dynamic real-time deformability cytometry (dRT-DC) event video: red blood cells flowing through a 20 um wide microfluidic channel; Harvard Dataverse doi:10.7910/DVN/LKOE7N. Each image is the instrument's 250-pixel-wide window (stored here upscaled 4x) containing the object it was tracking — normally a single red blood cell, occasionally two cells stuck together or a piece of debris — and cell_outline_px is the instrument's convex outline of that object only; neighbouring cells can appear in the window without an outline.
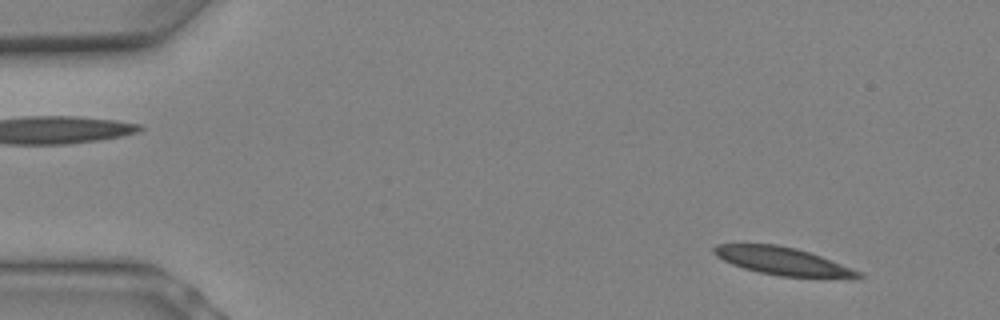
{"species": "Egyptian fruit bat (a non-hibernating species)", "species_latin": "Rousettus aegyptiacus", "temperature_condition": "warm", "stored_images_in_passage": 8, "camera_frame_rate_fps": 3000, "um_per_image_px": 0.085, "animal": {"sex": "female"}, "frame": {"image": 1, "passage_image": 2, "time_ms": 0.333, "image_size_px": [1000, 320], "cell_outline_px": [[864, 276], [780, 276], [760, 272], [744, 268], [732, 264], [716, 256], [712, 252], [712, 248], [716, 244], [776, 244], [796, 248], [820, 256], [860, 272]], "centroid_in_image_um": [66.36, 22.15], "position_along_channel_um": 18.6, "area_um2": 22.43}}
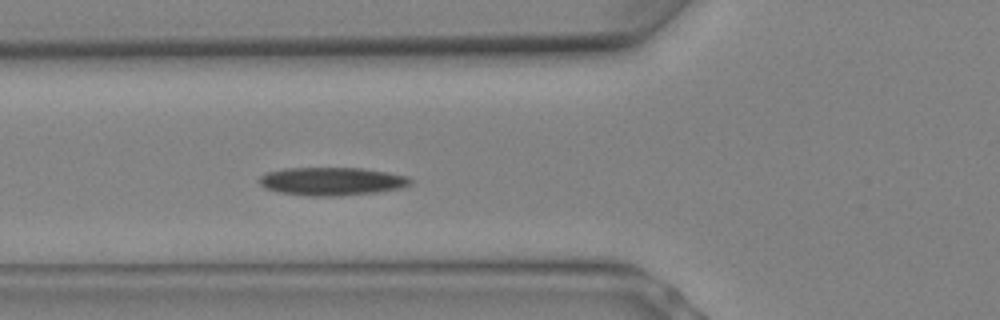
{"frame": {"image": 2, "passage_image": 8, "time_ms": 2.333, "image_size_px": [1000, 320], "cell_outline_px": [[412, 184], [400, 188], [376, 192], [336, 196], [308, 196], [280, 192], [264, 188], [260, 184], [260, 176], [264, 172], [284, 168], [360, 168], [388, 172], [408, 176], [412, 180]], "centroid_in_image_um": [28.19, 15.41], "position_along_channel_um": 97.6, "area_um2": 24.85}}